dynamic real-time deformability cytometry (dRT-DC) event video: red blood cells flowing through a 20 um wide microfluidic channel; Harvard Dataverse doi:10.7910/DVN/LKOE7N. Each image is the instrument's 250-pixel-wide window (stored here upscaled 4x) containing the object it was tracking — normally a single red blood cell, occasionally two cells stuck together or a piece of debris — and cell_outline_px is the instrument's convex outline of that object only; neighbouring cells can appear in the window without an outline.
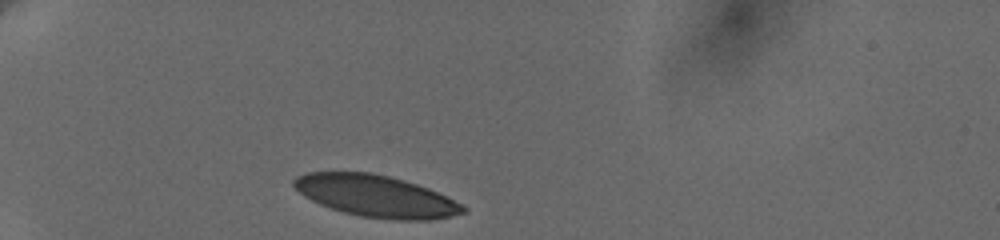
{"species": "human", "species_latin": "Homo sapiens", "temperature_condition": "cold", "stored_images_in_passage": 5, "camera_frame_rate_fps": 3000, "um_per_image_px": 0.085, "donor": {"sex": "female"}, "frame": {"image": 1, "passage_image": 1, "time_ms": 0.0, "image_size_px": [1000, 240], "cell_outline_px": [[468, 212], [432, 220], [396, 220], [360, 216], [344, 212], [320, 204], [304, 196], [292, 184], [292, 180], [296, 176], [304, 172], [372, 172], [404, 180], [428, 188], [468, 208]], "centroid_in_image_um": [31.94, 16.66], "position_along_channel_um": 53.1, "area_um2": 40.98}}